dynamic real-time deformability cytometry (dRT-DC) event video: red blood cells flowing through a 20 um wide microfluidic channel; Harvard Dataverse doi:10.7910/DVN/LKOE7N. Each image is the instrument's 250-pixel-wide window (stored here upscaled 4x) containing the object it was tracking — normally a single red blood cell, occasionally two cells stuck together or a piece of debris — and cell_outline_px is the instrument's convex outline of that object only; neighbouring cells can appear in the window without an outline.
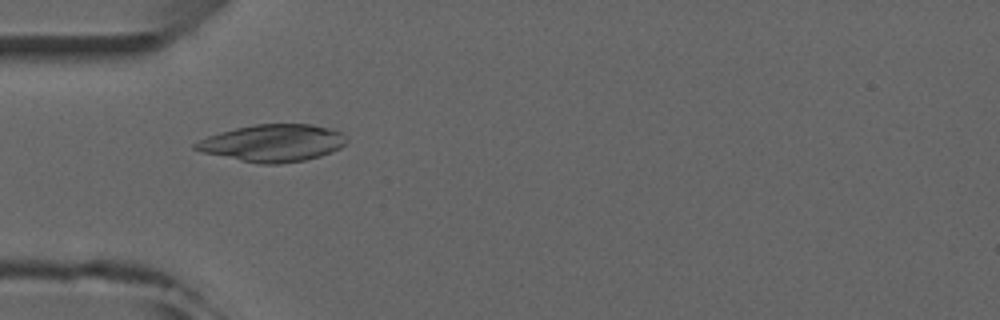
{"species": "common noctule bat (a hibernating species)", "species_latin": "Nyctalus noctula", "temperature_condition": "room temperature", "stored_images_in_passage": 9, "camera_frame_rate_fps": 3000, "um_per_image_px": 0.085, "animal": {"sex": "male", "forearm_length_mm": 52.5}, "frame": {"image": 1, "passage_image": 6, "time_ms": 5.667, "image_size_px": [1000, 320], "cell_outline_px": [[348, 140], [340, 148], [332, 152], [320, 156], [304, 160], [276, 164], [260, 164], [240, 160], [204, 152], [192, 148], [192, 144], [208, 136], [220, 132], [236, 128], [256, 124], [312, 124], [328, 128], [340, 132]], "centroid_in_image_um": [23.19, 12.15], "position_along_channel_um": 61.8, "area_um2": 32.43}}
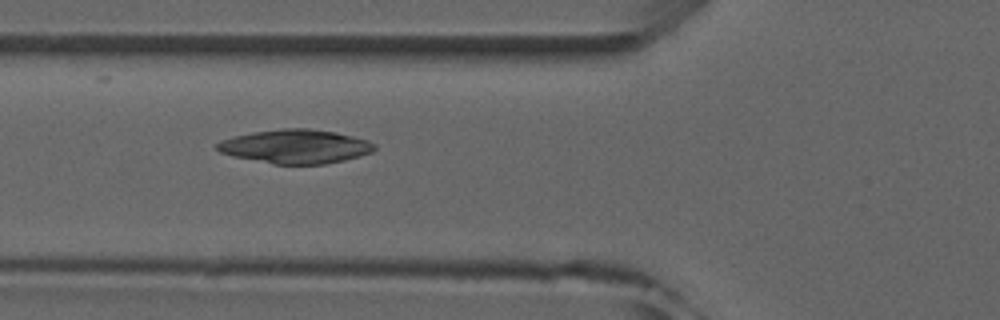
{"frame": {"image": 2, "passage_image": 7, "time_ms": 6.667, "image_size_px": [1000, 320], "cell_outline_px": [[376, 148], [372, 152], [360, 156], [344, 160], [324, 164], [272, 164], [232, 156], [220, 152], [216, 148], [216, 144], [224, 140], [236, 136], [256, 132], [284, 128], [308, 128], [336, 132], [368, 140], [376, 144]], "centroid_in_image_um": [25.16, 12.46], "position_along_channel_um": 100.6, "area_um2": 30.92}}
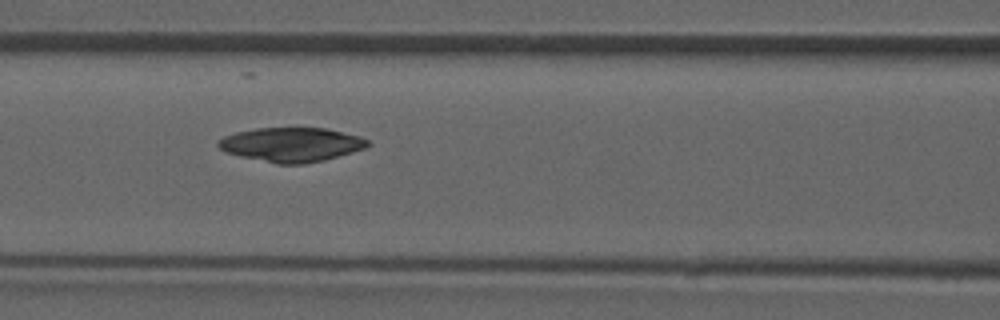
{"frame": {"image": 3, "passage_image": 8, "time_ms": 7.667, "image_size_px": [1000, 320], "cell_outline_px": [[372, 144], [364, 148], [352, 152], [324, 160], [304, 164], [276, 164], [240, 156], [228, 152], [220, 148], [216, 144], [216, 140], [224, 136], [236, 132], [256, 128], [324, 128], [360, 136], [368, 140]], "centroid_in_image_um": [24.76, 12.29], "position_along_channel_um": 141.8, "area_um2": 29.77}}